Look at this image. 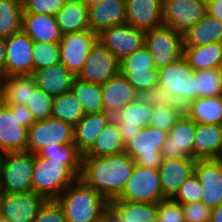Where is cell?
Returning <instances> with one entry per match:
<instances>
[{
    "label": "cell",
    "instance_id": "1",
    "mask_svg": "<svg viewBox=\"0 0 222 222\" xmlns=\"http://www.w3.org/2000/svg\"><path fill=\"white\" fill-rule=\"evenodd\" d=\"M134 166V160L125 152L108 156H82L80 178L110 203L122 194Z\"/></svg>",
    "mask_w": 222,
    "mask_h": 222
},
{
    "label": "cell",
    "instance_id": "2",
    "mask_svg": "<svg viewBox=\"0 0 222 222\" xmlns=\"http://www.w3.org/2000/svg\"><path fill=\"white\" fill-rule=\"evenodd\" d=\"M67 222H104L110 203L80 177L56 198Z\"/></svg>",
    "mask_w": 222,
    "mask_h": 222
},
{
    "label": "cell",
    "instance_id": "3",
    "mask_svg": "<svg viewBox=\"0 0 222 222\" xmlns=\"http://www.w3.org/2000/svg\"><path fill=\"white\" fill-rule=\"evenodd\" d=\"M78 177L63 160H51L34 154L32 191L47 199H56Z\"/></svg>",
    "mask_w": 222,
    "mask_h": 222
},
{
    "label": "cell",
    "instance_id": "4",
    "mask_svg": "<svg viewBox=\"0 0 222 222\" xmlns=\"http://www.w3.org/2000/svg\"><path fill=\"white\" fill-rule=\"evenodd\" d=\"M34 154L29 151L4 153L0 168V191L23 193L32 191Z\"/></svg>",
    "mask_w": 222,
    "mask_h": 222
},
{
    "label": "cell",
    "instance_id": "5",
    "mask_svg": "<svg viewBox=\"0 0 222 222\" xmlns=\"http://www.w3.org/2000/svg\"><path fill=\"white\" fill-rule=\"evenodd\" d=\"M158 71L159 84L171 94L175 103L184 108L197 99L196 71L183 56Z\"/></svg>",
    "mask_w": 222,
    "mask_h": 222
},
{
    "label": "cell",
    "instance_id": "6",
    "mask_svg": "<svg viewBox=\"0 0 222 222\" xmlns=\"http://www.w3.org/2000/svg\"><path fill=\"white\" fill-rule=\"evenodd\" d=\"M168 132L148 126L140 129L138 134L125 144V153L136 165L158 169L162 162L161 149Z\"/></svg>",
    "mask_w": 222,
    "mask_h": 222
},
{
    "label": "cell",
    "instance_id": "7",
    "mask_svg": "<svg viewBox=\"0 0 222 222\" xmlns=\"http://www.w3.org/2000/svg\"><path fill=\"white\" fill-rule=\"evenodd\" d=\"M166 199L160 184L158 169L134 166L122 194L115 200L139 203H159Z\"/></svg>",
    "mask_w": 222,
    "mask_h": 222
},
{
    "label": "cell",
    "instance_id": "8",
    "mask_svg": "<svg viewBox=\"0 0 222 222\" xmlns=\"http://www.w3.org/2000/svg\"><path fill=\"white\" fill-rule=\"evenodd\" d=\"M145 46L149 49L156 69H161L183 56V35L167 26L147 30Z\"/></svg>",
    "mask_w": 222,
    "mask_h": 222
},
{
    "label": "cell",
    "instance_id": "9",
    "mask_svg": "<svg viewBox=\"0 0 222 222\" xmlns=\"http://www.w3.org/2000/svg\"><path fill=\"white\" fill-rule=\"evenodd\" d=\"M74 143V127L55 118L36 121L28 129L27 151L37 154L44 147Z\"/></svg>",
    "mask_w": 222,
    "mask_h": 222
},
{
    "label": "cell",
    "instance_id": "10",
    "mask_svg": "<svg viewBox=\"0 0 222 222\" xmlns=\"http://www.w3.org/2000/svg\"><path fill=\"white\" fill-rule=\"evenodd\" d=\"M119 62L116 56L97 40L76 78L102 85L120 72Z\"/></svg>",
    "mask_w": 222,
    "mask_h": 222
},
{
    "label": "cell",
    "instance_id": "11",
    "mask_svg": "<svg viewBox=\"0 0 222 222\" xmlns=\"http://www.w3.org/2000/svg\"><path fill=\"white\" fill-rule=\"evenodd\" d=\"M206 14V0H163V25L184 35Z\"/></svg>",
    "mask_w": 222,
    "mask_h": 222
},
{
    "label": "cell",
    "instance_id": "12",
    "mask_svg": "<svg viewBox=\"0 0 222 222\" xmlns=\"http://www.w3.org/2000/svg\"><path fill=\"white\" fill-rule=\"evenodd\" d=\"M145 33L125 23L102 30L97 40L120 61L145 45Z\"/></svg>",
    "mask_w": 222,
    "mask_h": 222
},
{
    "label": "cell",
    "instance_id": "13",
    "mask_svg": "<svg viewBox=\"0 0 222 222\" xmlns=\"http://www.w3.org/2000/svg\"><path fill=\"white\" fill-rule=\"evenodd\" d=\"M96 42L97 34L90 29L63 34L59 42L60 62L76 76Z\"/></svg>",
    "mask_w": 222,
    "mask_h": 222
},
{
    "label": "cell",
    "instance_id": "14",
    "mask_svg": "<svg viewBox=\"0 0 222 222\" xmlns=\"http://www.w3.org/2000/svg\"><path fill=\"white\" fill-rule=\"evenodd\" d=\"M197 124L184 112L168 132L161 149L163 159L194 158V138Z\"/></svg>",
    "mask_w": 222,
    "mask_h": 222
},
{
    "label": "cell",
    "instance_id": "15",
    "mask_svg": "<svg viewBox=\"0 0 222 222\" xmlns=\"http://www.w3.org/2000/svg\"><path fill=\"white\" fill-rule=\"evenodd\" d=\"M6 62L5 77L34 73V41L23 31L5 38Z\"/></svg>",
    "mask_w": 222,
    "mask_h": 222
},
{
    "label": "cell",
    "instance_id": "16",
    "mask_svg": "<svg viewBox=\"0 0 222 222\" xmlns=\"http://www.w3.org/2000/svg\"><path fill=\"white\" fill-rule=\"evenodd\" d=\"M46 199L35 192L1 193L0 215L12 222H34Z\"/></svg>",
    "mask_w": 222,
    "mask_h": 222
},
{
    "label": "cell",
    "instance_id": "17",
    "mask_svg": "<svg viewBox=\"0 0 222 222\" xmlns=\"http://www.w3.org/2000/svg\"><path fill=\"white\" fill-rule=\"evenodd\" d=\"M194 173L202 189L203 202L210 210L222 204V159L197 160Z\"/></svg>",
    "mask_w": 222,
    "mask_h": 222
},
{
    "label": "cell",
    "instance_id": "18",
    "mask_svg": "<svg viewBox=\"0 0 222 222\" xmlns=\"http://www.w3.org/2000/svg\"><path fill=\"white\" fill-rule=\"evenodd\" d=\"M196 162L194 158L162 159L158 170L165 198H173L180 186L194 174Z\"/></svg>",
    "mask_w": 222,
    "mask_h": 222
},
{
    "label": "cell",
    "instance_id": "19",
    "mask_svg": "<svg viewBox=\"0 0 222 222\" xmlns=\"http://www.w3.org/2000/svg\"><path fill=\"white\" fill-rule=\"evenodd\" d=\"M126 23L144 31L163 25V0H126Z\"/></svg>",
    "mask_w": 222,
    "mask_h": 222
},
{
    "label": "cell",
    "instance_id": "20",
    "mask_svg": "<svg viewBox=\"0 0 222 222\" xmlns=\"http://www.w3.org/2000/svg\"><path fill=\"white\" fill-rule=\"evenodd\" d=\"M28 128L19 125L15 114L3 102L0 104V152L1 154L27 151Z\"/></svg>",
    "mask_w": 222,
    "mask_h": 222
},
{
    "label": "cell",
    "instance_id": "21",
    "mask_svg": "<svg viewBox=\"0 0 222 222\" xmlns=\"http://www.w3.org/2000/svg\"><path fill=\"white\" fill-rule=\"evenodd\" d=\"M126 144L134 138L140 129L150 126L152 107L138 104L135 101L126 105L115 116H112Z\"/></svg>",
    "mask_w": 222,
    "mask_h": 222
},
{
    "label": "cell",
    "instance_id": "22",
    "mask_svg": "<svg viewBox=\"0 0 222 222\" xmlns=\"http://www.w3.org/2000/svg\"><path fill=\"white\" fill-rule=\"evenodd\" d=\"M89 28L99 34L102 30L126 23V0H103L88 8Z\"/></svg>",
    "mask_w": 222,
    "mask_h": 222
},
{
    "label": "cell",
    "instance_id": "23",
    "mask_svg": "<svg viewBox=\"0 0 222 222\" xmlns=\"http://www.w3.org/2000/svg\"><path fill=\"white\" fill-rule=\"evenodd\" d=\"M104 112L115 116L133 102L136 91L120 72L101 85Z\"/></svg>",
    "mask_w": 222,
    "mask_h": 222
},
{
    "label": "cell",
    "instance_id": "24",
    "mask_svg": "<svg viewBox=\"0 0 222 222\" xmlns=\"http://www.w3.org/2000/svg\"><path fill=\"white\" fill-rule=\"evenodd\" d=\"M22 30L34 42L59 43L63 34L53 15L23 12Z\"/></svg>",
    "mask_w": 222,
    "mask_h": 222
},
{
    "label": "cell",
    "instance_id": "25",
    "mask_svg": "<svg viewBox=\"0 0 222 222\" xmlns=\"http://www.w3.org/2000/svg\"><path fill=\"white\" fill-rule=\"evenodd\" d=\"M36 86L45 93L58 96L71 91L76 76L61 62L35 70Z\"/></svg>",
    "mask_w": 222,
    "mask_h": 222
},
{
    "label": "cell",
    "instance_id": "26",
    "mask_svg": "<svg viewBox=\"0 0 222 222\" xmlns=\"http://www.w3.org/2000/svg\"><path fill=\"white\" fill-rule=\"evenodd\" d=\"M36 87L33 74L0 77V93L6 105H26Z\"/></svg>",
    "mask_w": 222,
    "mask_h": 222
},
{
    "label": "cell",
    "instance_id": "27",
    "mask_svg": "<svg viewBox=\"0 0 222 222\" xmlns=\"http://www.w3.org/2000/svg\"><path fill=\"white\" fill-rule=\"evenodd\" d=\"M194 159H222L220 125L197 124L194 138Z\"/></svg>",
    "mask_w": 222,
    "mask_h": 222
},
{
    "label": "cell",
    "instance_id": "28",
    "mask_svg": "<svg viewBox=\"0 0 222 222\" xmlns=\"http://www.w3.org/2000/svg\"><path fill=\"white\" fill-rule=\"evenodd\" d=\"M112 119L106 112L85 114L74 126V144L84 155L94 144L96 138Z\"/></svg>",
    "mask_w": 222,
    "mask_h": 222
},
{
    "label": "cell",
    "instance_id": "29",
    "mask_svg": "<svg viewBox=\"0 0 222 222\" xmlns=\"http://www.w3.org/2000/svg\"><path fill=\"white\" fill-rule=\"evenodd\" d=\"M62 34L88 30V7L82 0H66L65 5L55 14Z\"/></svg>",
    "mask_w": 222,
    "mask_h": 222
},
{
    "label": "cell",
    "instance_id": "30",
    "mask_svg": "<svg viewBox=\"0 0 222 222\" xmlns=\"http://www.w3.org/2000/svg\"><path fill=\"white\" fill-rule=\"evenodd\" d=\"M184 113L196 124L219 125L222 119V96L199 97L184 107Z\"/></svg>",
    "mask_w": 222,
    "mask_h": 222
},
{
    "label": "cell",
    "instance_id": "31",
    "mask_svg": "<svg viewBox=\"0 0 222 222\" xmlns=\"http://www.w3.org/2000/svg\"><path fill=\"white\" fill-rule=\"evenodd\" d=\"M184 46H203L222 42V23L207 13L184 35Z\"/></svg>",
    "mask_w": 222,
    "mask_h": 222
},
{
    "label": "cell",
    "instance_id": "32",
    "mask_svg": "<svg viewBox=\"0 0 222 222\" xmlns=\"http://www.w3.org/2000/svg\"><path fill=\"white\" fill-rule=\"evenodd\" d=\"M183 57L195 71L217 69L222 61V42L203 46H183Z\"/></svg>",
    "mask_w": 222,
    "mask_h": 222
},
{
    "label": "cell",
    "instance_id": "33",
    "mask_svg": "<svg viewBox=\"0 0 222 222\" xmlns=\"http://www.w3.org/2000/svg\"><path fill=\"white\" fill-rule=\"evenodd\" d=\"M110 208L125 222H157L158 203L112 200Z\"/></svg>",
    "mask_w": 222,
    "mask_h": 222
},
{
    "label": "cell",
    "instance_id": "34",
    "mask_svg": "<svg viewBox=\"0 0 222 222\" xmlns=\"http://www.w3.org/2000/svg\"><path fill=\"white\" fill-rule=\"evenodd\" d=\"M125 152V143L113 119L96 138L93 146L82 156H108Z\"/></svg>",
    "mask_w": 222,
    "mask_h": 222
},
{
    "label": "cell",
    "instance_id": "35",
    "mask_svg": "<svg viewBox=\"0 0 222 222\" xmlns=\"http://www.w3.org/2000/svg\"><path fill=\"white\" fill-rule=\"evenodd\" d=\"M71 91L75 95L85 114L104 112L102 88L100 84L74 79Z\"/></svg>",
    "mask_w": 222,
    "mask_h": 222
},
{
    "label": "cell",
    "instance_id": "36",
    "mask_svg": "<svg viewBox=\"0 0 222 222\" xmlns=\"http://www.w3.org/2000/svg\"><path fill=\"white\" fill-rule=\"evenodd\" d=\"M84 115L81 104L72 91L54 96L52 118L69 123L74 127Z\"/></svg>",
    "mask_w": 222,
    "mask_h": 222
},
{
    "label": "cell",
    "instance_id": "37",
    "mask_svg": "<svg viewBox=\"0 0 222 222\" xmlns=\"http://www.w3.org/2000/svg\"><path fill=\"white\" fill-rule=\"evenodd\" d=\"M22 0H0V36L9 37L22 30Z\"/></svg>",
    "mask_w": 222,
    "mask_h": 222
},
{
    "label": "cell",
    "instance_id": "38",
    "mask_svg": "<svg viewBox=\"0 0 222 222\" xmlns=\"http://www.w3.org/2000/svg\"><path fill=\"white\" fill-rule=\"evenodd\" d=\"M40 157L51 160H63L65 164L78 178L82 171V154L73 144L44 147L37 153Z\"/></svg>",
    "mask_w": 222,
    "mask_h": 222
},
{
    "label": "cell",
    "instance_id": "39",
    "mask_svg": "<svg viewBox=\"0 0 222 222\" xmlns=\"http://www.w3.org/2000/svg\"><path fill=\"white\" fill-rule=\"evenodd\" d=\"M197 98L222 96V76L218 69L196 71Z\"/></svg>",
    "mask_w": 222,
    "mask_h": 222
},
{
    "label": "cell",
    "instance_id": "40",
    "mask_svg": "<svg viewBox=\"0 0 222 222\" xmlns=\"http://www.w3.org/2000/svg\"><path fill=\"white\" fill-rule=\"evenodd\" d=\"M183 112L184 108L177 103L152 107L150 126L169 132Z\"/></svg>",
    "mask_w": 222,
    "mask_h": 222
},
{
    "label": "cell",
    "instance_id": "41",
    "mask_svg": "<svg viewBox=\"0 0 222 222\" xmlns=\"http://www.w3.org/2000/svg\"><path fill=\"white\" fill-rule=\"evenodd\" d=\"M120 71L147 72L156 69L149 49L144 45L119 62Z\"/></svg>",
    "mask_w": 222,
    "mask_h": 222
},
{
    "label": "cell",
    "instance_id": "42",
    "mask_svg": "<svg viewBox=\"0 0 222 222\" xmlns=\"http://www.w3.org/2000/svg\"><path fill=\"white\" fill-rule=\"evenodd\" d=\"M59 62V43H33L34 71L55 65Z\"/></svg>",
    "mask_w": 222,
    "mask_h": 222
},
{
    "label": "cell",
    "instance_id": "43",
    "mask_svg": "<svg viewBox=\"0 0 222 222\" xmlns=\"http://www.w3.org/2000/svg\"><path fill=\"white\" fill-rule=\"evenodd\" d=\"M53 99L54 96L45 93L38 87L35 88L26 104L32 113L35 122L52 117Z\"/></svg>",
    "mask_w": 222,
    "mask_h": 222
},
{
    "label": "cell",
    "instance_id": "44",
    "mask_svg": "<svg viewBox=\"0 0 222 222\" xmlns=\"http://www.w3.org/2000/svg\"><path fill=\"white\" fill-rule=\"evenodd\" d=\"M134 101L138 104L159 107L162 105L175 103L171 94L163 88L159 83L149 90H139L135 94Z\"/></svg>",
    "mask_w": 222,
    "mask_h": 222
},
{
    "label": "cell",
    "instance_id": "45",
    "mask_svg": "<svg viewBox=\"0 0 222 222\" xmlns=\"http://www.w3.org/2000/svg\"><path fill=\"white\" fill-rule=\"evenodd\" d=\"M202 194V186L194 173L180 186L172 199L180 204L193 203L201 201Z\"/></svg>",
    "mask_w": 222,
    "mask_h": 222
},
{
    "label": "cell",
    "instance_id": "46",
    "mask_svg": "<svg viewBox=\"0 0 222 222\" xmlns=\"http://www.w3.org/2000/svg\"><path fill=\"white\" fill-rule=\"evenodd\" d=\"M127 81L137 92L139 90H149L159 83L158 69H151L147 72L120 71Z\"/></svg>",
    "mask_w": 222,
    "mask_h": 222
},
{
    "label": "cell",
    "instance_id": "47",
    "mask_svg": "<svg viewBox=\"0 0 222 222\" xmlns=\"http://www.w3.org/2000/svg\"><path fill=\"white\" fill-rule=\"evenodd\" d=\"M157 222H185L182 205L172 198L158 203Z\"/></svg>",
    "mask_w": 222,
    "mask_h": 222
},
{
    "label": "cell",
    "instance_id": "48",
    "mask_svg": "<svg viewBox=\"0 0 222 222\" xmlns=\"http://www.w3.org/2000/svg\"><path fill=\"white\" fill-rule=\"evenodd\" d=\"M66 0H23V12L53 15L65 5Z\"/></svg>",
    "mask_w": 222,
    "mask_h": 222
},
{
    "label": "cell",
    "instance_id": "49",
    "mask_svg": "<svg viewBox=\"0 0 222 222\" xmlns=\"http://www.w3.org/2000/svg\"><path fill=\"white\" fill-rule=\"evenodd\" d=\"M34 222H67L56 199H47L40 206Z\"/></svg>",
    "mask_w": 222,
    "mask_h": 222
},
{
    "label": "cell",
    "instance_id": "50",
    "mask_svg": "<svg viewBox=\"0 0 222 222\" xmlns=\"http://www.w3.org/2000/svg\"><path fill=\"white\" fill-rule=\"evenodd\" d=\"M185 222H210L211 210L201 201L181 204Z\"/></svg>",
    "mask_w": 222,
    "mask_h": 222
},
{
    "label": "cell",
    "instance_id": "51",
    "mask_svg": "<svg viewBox=\"0 0 222 222\" xmlns=\"http://www.w3.org/2000/svg\"><path fill=\"white\" fill-rule=\"evenodd\" d=\"M11 114H15L16 119L19 121V125L24 126L25 128H30L35 120L32 113L26 105H7Z\"/></svg>",
    "mask_w": 222,
    "mask_h": 222
},
{
    "label": "cell",
    "instance_id": "52",
    "mask_svg": "<svg viewBox=\"0 0 222 222\" xmlns=\"http://www.w3.org/2000/svg\"><path fill=\"white\" fill-rule=\"evenodd\" d=\"M206 13L222 23V0H206Z\"/></svg>",
    "mask_w": 222,
    "mask_h": 222
},
{
    "label": "cell",
    "instance_id": "53",
    "mask_svg": "<svg viewBox=\"0 0 222 222\" xmlns=\"http://www.w3.org/2000/svg\"><path fill=\"white\" fill-rule=\"evenodd\" d=\"M6 43L5 37L0 36V77H5Z\"/></svg>",
    "mask_w": 222,
    "mask_h": 222
},
{
    "label": "cell",
    "instance_id": "54",
    "mask_svg": "<svg viewBox=\"0 0 222 222\" xmlns=\"http://www.w3.org/2000/svg\"><path fill=\"white\" fill-rule=\"evenodd\" d=\"M104 222H125L110 207L106 211Z\"/></svg>",
    "mask_w": 222,
    "mask_h": 222
},
{
    "label": "cell",
    "instance_id": "55",
    "mask_svg": "<svg viewBox=\"0 0 222 222\" xmlns=\"http://www.w3.org/2000/svg\"><path fill=\"white\" fill-rule=\"evenodd\" d=\"M210 222H222V204L211 210Z\"/></svg>",
    "mask_w": 222,
    "mask_h": 222
},
{
    "label": "cell",
    "instance_id": "56",
    "mask_svg": "<svg viewBox=\"0 0 222 222\" xmlns=\"http://www.w3.org/2000/svg\"><path fill=\"white\" fill-rule=\"evenodd\" d=\"M82 1L89 8L90 6L98 4V3L102 2L103 0H82Z\"/></svg>",
    "mask_w": 222,
    "mask_h": 222
},
{
    "label": "cell",
    "instance_id": "57",
    "mask_svg": "<svg viewBox=\"0 0 222 222\" xmlns=\"http://www.w3.org/2000/svg\"><path fill=\"white\" fill-rule=\"evenodd\" d=\"M0 222H12L11 220H9L8 218L0 215Z\"/></svg>",
    "mask_w": 222,
    "mask_h": 222
},
{
    "label": "cell",
    "instance_id": "58",
    "mask_svg": "<svg viewBox=\"0 0 222 222\" xmlns=\"http://www.w3.org/2000/svg\"><path fill=\"white\" fill-rule=\"evenodd\" d=\"M218 71L220 73V75L222 76V61L220 62V64L218 65Z\"/></svg>",
    "mask_w": 222,
    "mask_h": 222
},
{
    "label": "cell",
    "instance_id": "59",
    "mask_svg": "<svg viewBox=\"0 0 222 222\" xmlns=\"http://www.w3.org/2000/svg\"><path fill=\"white\" fill-rule=\"evenodd\" d=\"M2 155L3 154L0 153V168H1V162H2Z\"/></svg>",
    "mask_w": 222,
    "mask_h": 222
},
{
    "label": "cell",
    "instance_id": "60",
    "mask_svg": "<svg viewBox=\"0 0 222 222\" xmlns=\"http://www.w3.org/2000/svg\"><path fill=\"white\" fill-rule=\"evenodd\" d=\"M2 103V96H1V93H0V104Z\"/></svg>",
    "mask_w": 222,
    "mask_h": 222
},
{
    "label": "cell",
    "instance_id": "61",
    "mask_svg": "<svg viewBox=\"0 0 222 222\" xmlns=\"http://www.w3.org/2000/svg\"><path fill=\"white\" fill-rule=\"evenodd\" d=\"M219 125H220V128H221V130H222V119H221V122H220V124H219Z\"/></svg>",
    "mask_w": 222,
    "mask_h": 222
}]
</instances>
